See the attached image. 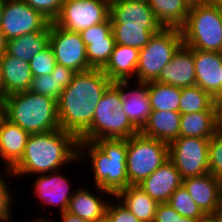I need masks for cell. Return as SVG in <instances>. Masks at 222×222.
<instances>
[{"instance_id": "obj_10", "label": "cell", "mask_w": 222, "mask_h": 222, "mask_svg": "<svg viewBox=\"0 0 222 222\" xmlns=\"http://www.w3.org/2000/svg\"><path fill=\"white\" fill-rule=\"evenodd\" d=\"M109 17L110 0H63L62 9L54 23L80 33Z\"/></svg>"}, {"instance_id": "obj_4", "label": "cell", "mask_w": 222, "mask_h": 222, "mask_svg": "<svg viewBox=\"0 0 222 222\" xmlns=\"http://www.w3.org/2000/svg\"><path fill=\"white\" fill-rule=\"evenodd\" d=\"M1 114L30 134L60 129L57 100L30 91L3 97Z\"/></svg>"}, {"instance_id": "obj_30", "label": "cell", "mask_w": 222, "mask_h": 222, "mask_svg": "<svg viewBox=\"0 0 222 222\" xmlns=\"http://www.w3.org/2000/svg\"><path fill=\"white\" fill-rule=\"evenodd\" d=\"M219 112L218 102L199 86L181 88L179 113Z\"/></svg>"}, {"instance_id": "obj_27", "label": "cell", "mask_w": 222, "mask_h": 222, "mask_svg": "<svg viewBox=\"0 0 222 222\" xmlns=\"http://www.w3.org/2000/svg\"><path fill=\"white\" fill-rule=\"evenodd\" d=\"M113 198L130 210L140 222H154L159 203L149 197L138 185H129Z\"/></svg>"}, {"instance_id": "obj_11", "label": "cell", "mask_w": 222, "mask_h": 222, "mask_svg": "<svg viewBox=\"0 0 222 222\" xmlns=\"http://www.w3.org/2000/svg\"><path fill=\"white\" fill-rule=\"evenodd\" d=\"M50 22L23 0H4L0 31L5 40L42 31Z\"/></svg>"}, {"instance_id": "obj_15", "label": "cell", "mask_w": 222, "mask_h": 222, "mask_svg": "<svg viewBox=\"0 0 222 222\" xmlns=\"http://www.w3.org/2000/svg\"><path fill=\"white\" fill-rule=\"evenodd\" d=\"M86 46L88 64L92 69H103L108 63L116 41L112 32L111 18L80 32Z\"/></svg>"}, {"instance_id": "obj_29", "label": "cell", "mask_w": 222, "mask_h": 222, "mask_svg": "<svg viewBox=\"0 0 222 222\" xmlns=\"http://www.w3.org/2000/svg\"><path fill=\"white\" fill-rule=\"evenodd\" d=\"M164 28L181 29L186 23L190 7L183 0H147Z\"/></svg>"}, {"instance_id": "obj_44", "label": "cell", "mask_w": 222, "mask_h": 222, "mask_svg": "<svg viewBox=\"0 0 222 222\" xmlns=\"http://www.w3.org/2000/svg\"><path fill=\"white\" fill-rule=\"evenodd\" d=\"M6 40L0 31V56L5 52Z\"/></svg>"}, {"instance_id": "obj_36", "label": "cell", "mask_w": 222, "mask_h": 222, "mask_svg": "<svg viewBox=\"0 0 222 222\" xmlns=\"http://www.w3.org/2000/svg\"><path fill=\"white\" fill-rule=\"evenodd\" d=\"M56 64L54 52L50 45L43 51L36 53L29 62L33 77L51 74Z\"/></svg>"}, {"instance_id": "obj_37", "label": "cell", "mask_w": 222, "mask_h": 222, "mask_svg": "<svg viewBox=\"0 0 222 222\" xmlns=\"http://www.w3.org/2000/svg\"><path fill=\"white\" fill-rule=\"evenodd\" d=\"M209 173L222 182V131L220 129L209 141Z\"/></svg>"}, {"instance_id": "obj_17", "label": "cell", "mask_w": 222, "mask_h": 222, "mask_svg": "<svg viewBox=\"0 0 222 222\" xmlns=\"http://www.w3.org/2000/svg\"><path fill=\"white\" fill-rule=\"evenodd\" d=\"M182 185L206 216L221 211L222 182L212 174L184 178Z\"/></svg>"}, {"instance_id": "obj_24", "label": "cell", "mask_w": 222, "mask_h": 222, "mask_svg": "<svg viewBox=\"0 0 222 222\" xmlns=\"http://www.w3.org/2000/svg\"><path fill=\"white\" fill-rule=\"evenodd\" d=\"M139 49L116 44L102 71L112 82L135 80Z\"/></svg>"}, {"instance_id": "obj_9", "label": "cell", "mask_w": 222, "mask_h": 222, "mask_svg": "<svg viewBox=\"0 0 222 222\" xmlns=\"http://www.w3.org/2000/svg\"><path fill=\"white\" fill-rule=\"evenodd\" d=\"M209 141L198 137H178L168 144L169 160L182 179L209 173Z\"/></svg>"}, {"instance_id": "obj_3", "label": "cell", "mask_w": 222, "mask_h": 222, "mask_svg": "<svg viewBox=\"0 0 222 222\" xmlns=\"http://www.w3.org/2000/svg\"><path fill=\"white\" fill-rule=\"evenodd\" d=\"M78 159L80 163L85 160L88 164L91 160L94 187H100L115 196L129 186L127 139L78 141Z\"/></svg>"}, {"instance_id": "obj_51", "label": "cell", "mask_w": 222, "mask_h": 222, "mask_svg": "<svg viewBox=\"0 0 222 222\" xmlns=\"http://www.w3.org/2000/svg\"><path fill=\"white\" fill-rule=\"evenodd\" d=\"M215 216L218 218L219 222H222V212L221 211L218 214H216Z\"/></svg>"}, {"instance_id": "obj_16", "label": "cell", "mask_w": 222, "mask_h": 222, "mask_svg": "<svg viewBox=\"0 0 222 222\" xmlns=\"http://www.w3.org/2000/svg\"><path fill=\"white\" fill-rule=\"evenodd\" d=\"M196 85L222 101V52L193 49Z\"/></svg>"}, {"instance_id": "obj_19", "label": "cell", "mask_w": 222, "mask_h": 222, "mask_svg": "<svg viewBox=\"0 0 222 222\" xmlns=\"http://www.w3.org/2000/svg\"><path fill=\"white\" fill-rule=\"evenodd\" d=\"M131 81L116 82L122 90V106L130 122L140 131L148 121L152 112L148 97V82L135 81L131 88ZM130 84V85H129Z\"/></svg>"}, {"instance_id": "obj_34", "label": "cell", "mask_w": 222, "mask_h": 222, "mask_svg": "<svg viewBox=\"0 0 222 222\" xmlns=\"http://www.w3.org/2000/svg\"><path fill=\"white\" fill-rule=\"evenodd\" d=\"M2 173L6 174L4 177L6 178L7 176L6 179H8V181H10L11 177L12 179L15 177L11 170L5 168L0 169V222H10L11 218L13 217L12 202H14V194L12 193L13 190L10 189L9 184L7 183L8 181L3 177Z\"/></svg>"}, {"instance_id": "obj_25", "label": "cell", "mask_w": 222, "mask_h": 222, "mask_svg": "<svg viewBox=\"0 0 222 222\" xmlns=\"http://www.w3.org/2000/svg\"><path fill=\"white\" fill-rule=\"evenodd\" d=\"M181 114L174 111H152L139 131L142 135L170 144L180 137Z\"/></svg>"}, {"instance_id": "obj_13", "label": "cell", "mask_w": 222, "mask_h": 222, "mask_svg": "<svg viewBox=\"0 0 222 222\" xmlns=\"http://www.w3.org/2000/svg\"><path fill=\"white\" fill-rule=\"evenodd\" d=\"M110 18L112 26L144 27L149 31L163 28L146 0H110Z\"/></svg>"}, {"instance_id": "obj_47", "label": "cell", "mask_w": 222, "mask_h": 222, "mask_svg": "<svg viewBox=\"0 0 222 222\" xmlns=\"http://www.w3.org/2000/svg\"><path fill=\"white\" fill-rule=\"evenodd\" d=\"M219 105V129L222 131V101L218 102Z\"/></svg>"}, {"instance_id": "obj_8", "label": "cell", "mask_w": 222, "mask_h": 222, "mask_svg": "<svg viewBox=\"0 0 222 222\" xmlns=\"http://www.w3.org/2000/svg\"><path fill=\"white\" fill-rule=\"evenodd\" d=\"M169 159L168 144L142 135L127 139V176L129 185H139Z\"/></svg>"}, {"instance_id": "obj_5", "label": "cell", "mask_w": 222, "mask_h": 222, "mask_svg": "<svg viewBox=\"0 0 222 222\" xmlns=\"http://www.w3.org/2000/svg\"><path fill=\"white\" fill-rule=\"evenodd\" d=\"M122 90L112 82L98 102L90 128L78 141H95L98 139H128L139 133L130 122L122 106Z\"/></svg>"}, {"instance_id": "obj_1", "label": "cell", "mask_w": 222, "mask_h": 222, "mask_svg": "<svg viewBox=\"0 0 222 222\" xmlns=\"http://www.w3.org/2000/svg\"><path fill=\"white\" fill-rule=\"evenodd\" d=\"M111 83L102 69L77 72L57 100L60 129L79 139L90 128L96 106Z\"/></svg>"}, {"instance_id": "obj_40", "label": "cell", "mask_w": 222, "mask_h": 222, "mask_svg": "<svg viewBox=\"0 0 222 222\" xmlns=\"http://www.w3.org/2000/svg\"><path fill=\"white\" fill-rule=\"evenodd\" d=\"M190 217H183L178 214L167 203H159L156 209L154 222H200Z\"/></svg>"}, {"instance_id": "obj_22", "label": "cell", "mask_w": 222, "mask_h": 222, "mask_svg": "<svg viewBox=\"0 0 222 222\" xmlns=\"http://www.w3.org/2000/svg\"><path fill=\"white\" fill-rule=\"evenodd\" d=\"M30 133L0 115V159L11 170L22 158Z\"/></svg>"}, {"instance_id": "obj_39", "label": "cell", "mask_w": 222, "mask_h": 222, "mask_svg": "<svg viewBox=\"0 0 222 222\" xmlns=\"http://www.w3.org/2000/svg\"><path fill=\"white\" fill-rule=\"evenodd\" d=\"M112 200V198L109 200L106 209L105 222H140L139 219L117 199L116 201L114 200V202Z\"/></svg>"}, {"instance_id": "obj_48", "label": "cell", "mask_w": 222, "mask_h": 222, "mask_svg": "<svg viewBox=\"0 0 222 222\" xmlns=\"http://www.w3.org/2000/svg\"><path fill=\"white\" fill-rule=\"evenodd\" d=\"M222 12V0H212Z\"/></svg>"}, {"instance_id": "obj_20", "label": "cell", "mask_w": 222, "mask_h": 222, "mask_svg": "<svg viewBox=\"0 0 222 222\" xmlns=\"http://www.w3.org/2000/svg\"><path fill=\"white\" fill-rule=\"evenodd\" d=\"M155 81L180 88L195 86L193 49L182 44Z\"/></svg>"}, {"instance_id": "obj_6", "label": "cell", "mask_w": 222, "mask_h": 222, "mask_svg": "<svg viewBox=\"0 0 222 222\" xmlns=\"http://www.w3.org/2000/svg\"><path fill=\"white\" fill-rule=\"evenodd\" d=\"M181 32L192 49L222 52V12L212 0L190 7Z\"/></svg>"}, {"instance_id": "obj_23", "label": "cell", "mask_w": 222, "mask_h": 222, "mask_svg": "<svg viewBox=\"0 0 222 222\" xmlns=\"http://www.w3.org/2000/svg\"><path fill=\"white\" fill-rule=\"evenodd\" d=\"M2 98L16 92L28 91L33 80L29 63L5 52L0 56Z\"/></svg>"}, {"instance_id": "obj_49", "label": "cell", "mask_w": 222, "mask_h": 222, "mask_svg": "<svg viewBox=\"0 0 222 222\" xmlns=\"http://www.w3.org/2000/svg\"><path fill=\"white\" fill-rule=\"evenodd\" d=\"M0 96L2 98V70H1V62H0Z\"/></svg>"}, {"instance_id": "obj_2", "label": "cell", "mask_w": 222, "mask_h": 222, "mask_svg": "<svg viewBox=\"0 0 222 222\" xmlns=\"http://www.w3.org/2000/svg\"><path fill=\"white\" fill-rule=\"evenodd\" d=\"M78 161V139L70 132L56 129L30 134L21 160L11 171L17 178L35 176L63 170V166Z\"/></svg>"}, {"instance_id": "obj_31", "label": "cell", "mask_w": 222, "mask_h": 222, "mask_svg": "<svg viewBox=\"0 0 222 222\" xmlns=\"http://www.w3.org/2000/svg\"><path fill=\"white\" fill-rule=\"evenodd\" d=\"M148 97L152 111L179 112L181 88L156 81L148 82Z\"/></svg>"}, {"instance_id": "obj_18", "label": "cell", "mask_w": 222, "mask_h": 222, "mask_svg": "<svg viewBox=\"0 0 222 222\" xmlns=\"http://www.w3.org/2000/svg\"><path fill=\"white\" fill-rule=\"evenodd\" d=\"M95 188H97L95 189L97 192L95 190L90 191L89 188L84 186L74 190L66 211L90 222H105L108 199L114 196L100 187ZM96 193L98 194L96 195ZM105 197H107V200Z\"/></svg>"}, {"instance_id": "obj_14", "label": "cell", "mask_w": 222, "mask_h": 222, "mask_svg": "<svg viewBox=\"0 0 222 222\" xmlns=\"http://www.w3.org/2000/svg\"><path fill=\"white\" fill-rule=\"evenodd\" d=\"M33 182V194L38 198L43 207H58L60 213L67 210L69 201L73 196L69 177L60 171L39 174Z\"/></svg>"}, {"instance_id": "obj_26", "label": "cell", "mask_w": 222, "mask_h": 222, "mask_svg": "<svg viewBox=\"0 0 222 222\" xmlns=\"http://www.w3.org/2000/svg\"><path fill=\"white\" fill-rule=\"evenodd\" d=\"M50 45V23L38 32L28 33L6 41L5 53L29 63L33 56Z\"/></svg>"}, {"instance_id": "obj_52", "label": "cell", "mask_w": 222, "mask_h": 222, "mask_svg": "<svg viewBox=\"0 0 222 222\" xmlns=\"http://www.w3.org/2000/svg\"><path fill=\"white\" fill-rule=\"evenodd\" d=\"M1 110H2V98L0 96V115H1Z\"/></svg>"}, {"instance_id": "obj_21", "label": "cell", "mask_w": 222, "mask_h": 222, "mask_svg": "<svg viewBox=\"0 0 222 222\" xmlns=\"http://www.w3.org/2000/svg\"><path fill=\"white\" fill-rule=\"evenodd\" d=\"M181 185L180 173L168 159L138 186L158 203H167Z\"/></svg>"}, {"instance_id": "obj_28", "label": "cell", "mask_w": 222, "mask_h": 222, "mask_svg": "<svg viewBox=\"0 0 222 222\" xmlns=\"http://www.w3.org/2000/svg\"><path fill=\"white\" fill-rule=\"evenodd\" d=\"M219 130V112H195L182 114L180 137L211 139Z\"/></svg>"}, {"instance_id": "obj_12", "label": "cell", "mask_w": 222, "mask_h": 222, "mask_svg": "<svg viewBox=\"0 0 222 222\" xmlns=\"http://www.w3.org/2000/svg\"><path fill=\"white\" fill-rule=\"evenodd\" d=\"M50 46L57 64L76 72L92 69L88 64L87 49L80 33L66 30L52 22L50 23Z\"/></svg>"}, {"instance_id": "obj_50", "label": "cell", "mask_w": 222, "mask_h": 222, "mask_svg": "<svg viewBox=\"0 0 222 222\" xmlns=\"http://www.w3.org/2000/svg\"><path fill=\"white\" fill-rule=\"evenodd\" d=\"M3 4H4V0H0V23H1L2 14H3Z\"/></svg>"}, {"instance_id": "obj_41", "label": "cell", "mask_w": 222, "mask_h": 222, "mask_svg": "<svg viewBox=\"0 0 222 222\" xmlns=\"http://www.w3.org/2000/svg\"><path fill=\"white\" fill-rule=\"evenodd\" d=\"M52 72H56V79L58 84H60L63 89H65L71 83L72 79L77 73L73 69L60 64H56Z\"/></svg>"}, {"instance_id": "obj_46", "label": "cell", "mask_w": 222, "mask_h": 222, "mask_svg": "<svg viewBox=\"0 0 222 222\" xmlns=\"http://www.w3.org/2000/svg\"><path fill=\"white\" fill-rule=\"evenodd\" d=\"M39 217V218H38ZM37 218H35L33 220V222H54V219H52V216L48 219L47 217L45 218V216H38ZM53 220V221H52Z\"/></svg>"}, {"instance_id": "obj_7", "label": "cell", "mask_w": 222, "mask_h": 222, "mask_svg": "<svg viewBox=\"0 0 222 222\" xmlns=\"http://www.w3.org/2000/svg\"><path fill=\"white\" fill-rule=\"evenodd\" d=\"M183 44L181 29L162 28L139 50L135 81H155Z\"/></svg>"}, {"instance_id": "obj_33", "label": "cell", "mask_w": 222, "mask_h": 222, "mask_svg": "<svg viewBox=\"0 0 222 222\" xmlns=\"http://www.w3.org/2000/svg\"><path fill=\"white\" fill-rule=\"evenodd\" d=\"M167 204L183 217L201 220L206 216L183 185L170 196Z\"/></svg>"}, {"instance_id": "obj_35", "label": "cell", "mask_w": 222, "mask_h": 222, "mask_svg": "<svg viewBox=\"0 0 222 222\" xmlns=\"http://www.w3.org/2000/svg\"><path fill=\"white\" fill-rule=\"evenodd\" d=\"M63 90L56 79V72H51V74L33 77L28 91L58 100Z\"/></svg>"}, {"instance_id": "obj_32", "label": "cell", "mask_w": 222, "mask_h": 222, "mask_svg": "<svg viewBox=\"0 0 222 222\" xmlns=\"http://www.w3.org/2000/svg\"><path fill=\"white\" fill-rule=\"evenodd\" d=\"M116 44L135 47L139 50L146 46L158 31H149L144 27L112 26Z\"/></svg>"}, {"instance_id": "obj_38", "label": "cell", "mask_w": 222, "mask_h": 222, "mask_svg": "<svg viewBox=\"0 0 222 222\" xmlns=\"http://www.w3.org/2000/svg\"><path fill=\"white\" fill-rule=\"evenodd\" d=\"M37 10L50 23L54 22L62 9L63 0H23Z\"/></svg>"}, {"instance_id": "obj_45", "label": "cell", "mask_w": 222, "mask_h": 222, "mask_svg": "<svg viewBox=\"0 0 222 222\" xmlns=\"http://www.w3.org/2000/svg\"><path fill=\"white\" fill-rule=\"evenodd\" d=\"M200 222H219L215 215H207Z\"/></svg>"}, {"instance_id": "obj_42", "label": "cell", "mask_w": 222, "mask_h": 222, "mask_svg": "<svg viewBox=\"0 0 222 222\" xmlns=\"http://www.w3.org/2000/svg\"><path fill=\"white\" fill-rule=\"evenodd\" d=\"M60 220L61 222H90V221H87V220H84L80 217H78L77 215H74L68 211H65L63 213H60Z\"/></svg>"}, {"instance_id": "obj_43", "label": "cell", "mask_w": 222, "mask_h": 222, "mask_svg": "<svg viewBox=\"0 0 222 222\" xmlns=\"http://www.w3.org/2000/svg\"><path fill=\"white\" fill-rule=\"evenodd\" d=\"M183 1L186 2L189 7H193V6H197L199 4L207 3L210 0H183Z\"/></svg>"}]
</instances>
